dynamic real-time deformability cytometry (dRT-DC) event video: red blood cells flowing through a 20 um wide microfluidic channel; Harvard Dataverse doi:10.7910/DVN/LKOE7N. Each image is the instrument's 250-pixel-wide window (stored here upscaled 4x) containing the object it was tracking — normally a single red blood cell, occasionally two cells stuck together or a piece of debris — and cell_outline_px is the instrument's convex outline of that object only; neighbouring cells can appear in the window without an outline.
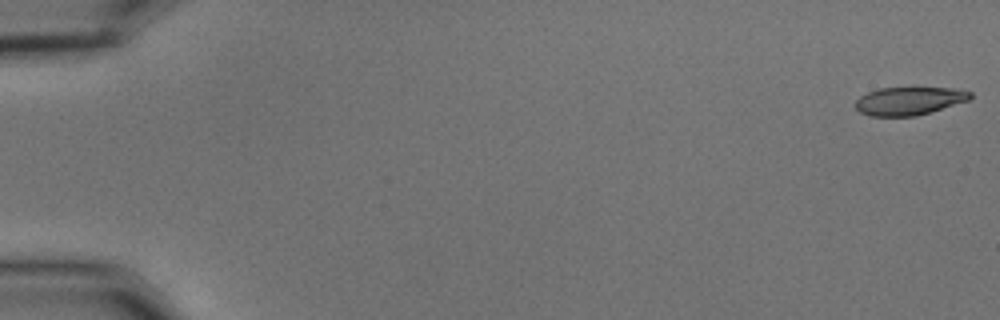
{"species": "common noctule bat (a hibernating species)", "species_latin": "Nyctalus noctula", "temperature_condition": "cold", "stored_images_in_passage": 56, "camera_frame_rate_fps": 3000, "um_per_image_px": 0.085, "animal": {"sex": "male", "body_mass_g": 15.6}, "frame": {"image": 1, "passage_image": 1, "time_ms": 0.0, "image_size_px": [1000, 320], "cell_outline_px": [[972, 96], [968, 100], [916, 116], [868, 116], [860, 112], [856, 108], [856, 100], [860, 96], [868, 92], [880, 88], [912, 84], [952, 88], [972, 92]], "centroid_in_image_um": [77.27, 8.52], "position_along_channel_um": 7.7, "area_um2": 19.59}}
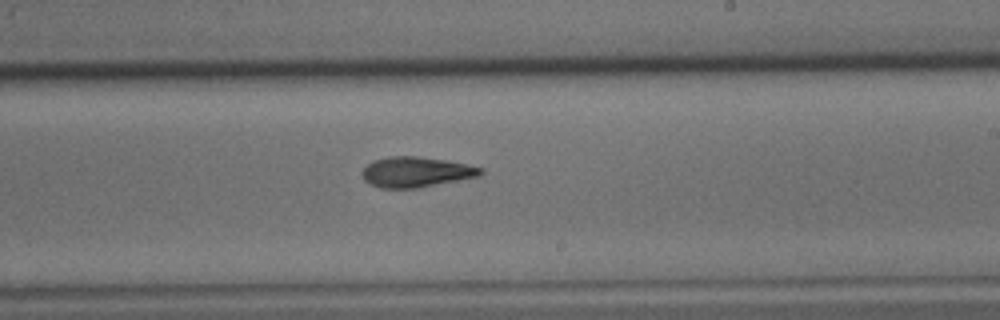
{"frame": {"image": 2, "passage_image": 34, "time_ms": 11.0, "image_size_px": [1000, 320], "cell_outline_px": [[484, 172], [480, 176], [420, 188], [380, 188], [368, 184], [364, 180], [360, 172], [372, 160], [388, 156], [420, 156], [448, 160], [484, 168]], "centroid_in_image_um": [35.36, 14.62], "position_along_channel_um": 253.6, "area_um2": 21.39}}
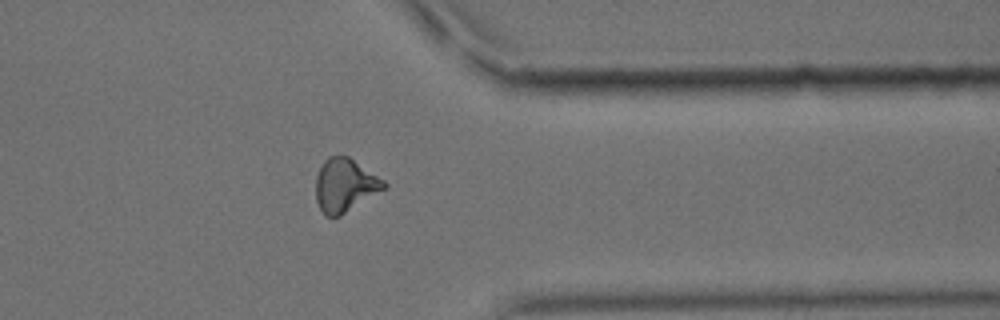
{"frame": {"image": 3, "passage_image": 45, "time_ms": 14.667, "image_size_px": [1000, 320], "cell_outline_px": [[388, 188], [340, 216], [324, 216], [316, 200], [316, 176], [324, 160], [328, 156], [348, 156], [384, 180], [388, 184]], "centroid_in_image_um": [29.34, 15.76], "position_along_channel_um": 382.1, "area_um2": 21.27}, "authors_computed_cell_mechanics": {"area_um2": 20.8947, "velocity_mm_per_s": 3.6647, "shape_relaxation_time_tau1_ms": 5.5962, "shape_relaxation_time_tau2_ms": 6.6389, "deformation_change_tau1": 0.1665, "deformation_change_tau2": 0.1681}}